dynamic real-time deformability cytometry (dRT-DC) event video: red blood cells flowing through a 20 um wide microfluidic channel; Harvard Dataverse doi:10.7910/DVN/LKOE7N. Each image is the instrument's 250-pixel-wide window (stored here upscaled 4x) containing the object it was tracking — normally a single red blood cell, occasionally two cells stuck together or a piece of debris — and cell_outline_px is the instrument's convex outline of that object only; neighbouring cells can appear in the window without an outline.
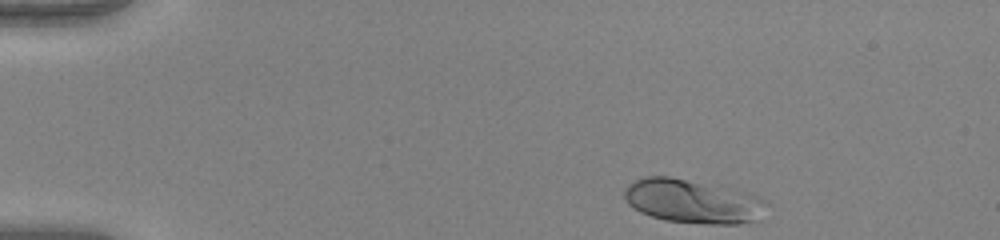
{"species": "human", "species_latin": "Homo sapiens", "temperature_condition": "warm", "stored_images_in_passage": 40, "camera_frame_rate_fps": 3000, "um_per_image_px": 0.085, "donor": {"sex": "female"}, "frame": {"image": 1, "passage_image": 1, "time_ms": 0.0, "image_size_px": [1000, 240], "cell_outline_px": [[764, 204], [760, 220], [736, 224], [704, 224], [664, 220], [640, 212], [628, 204], [624, 196], [624, 188], [628, 184], [644, 176], [668, 176], [720, 184], [748, 192], [764, 200]], "centroid_in_image_um": [58.87, 17.09], "position_along_channel_um": 26.1, "area_um2": 36.82}}
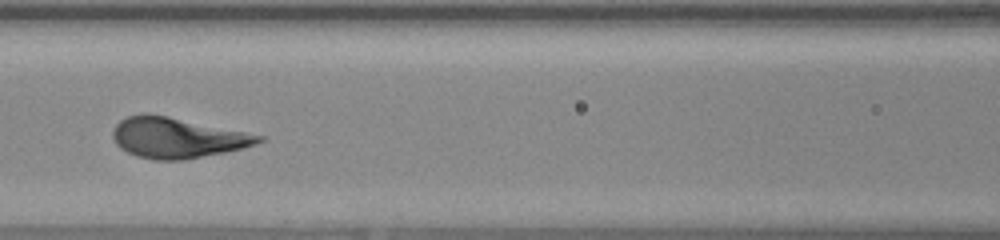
{"frame": {"image": 2, "passage_image": 17, "time_ms": 5.333, "image_size_px": [1000, 240], "cell_outline_px": [[264, 140], [256, 144], [244, 148], [184, 160], [152, 160], [136, 156], [120, 148], [116, 144], [112, 136], [112, 132], [116, 124], [120, 120], [128, 116], [168, 116], [264, 136]], "centroid_in_image_um": [15.06, 11.74], "position_along_channel_um": 151.5, "area_um2": 33.76}}
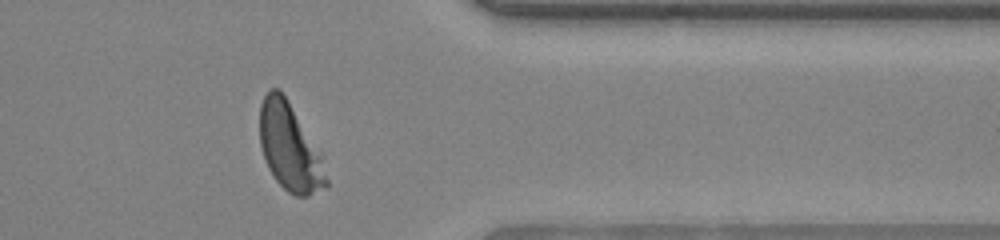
{"frame": {"image": 3, "passage_image": 35, "time_ms": 11.333, "image_size_px": [1000, 240], "cell_outline_px": [[328, 184], [308, 196], [296, 196], [288, 192], [276, 180], [268, 168], [264, 160], [260, 144], [260, 104], [264, 96], [272, 88], [280, 88], [320, 152], [328, 180]], "centroid_in_image_um": [24.6, 12.52], "position_along_channel_um": 386.8, "area_um2": 33.41}}